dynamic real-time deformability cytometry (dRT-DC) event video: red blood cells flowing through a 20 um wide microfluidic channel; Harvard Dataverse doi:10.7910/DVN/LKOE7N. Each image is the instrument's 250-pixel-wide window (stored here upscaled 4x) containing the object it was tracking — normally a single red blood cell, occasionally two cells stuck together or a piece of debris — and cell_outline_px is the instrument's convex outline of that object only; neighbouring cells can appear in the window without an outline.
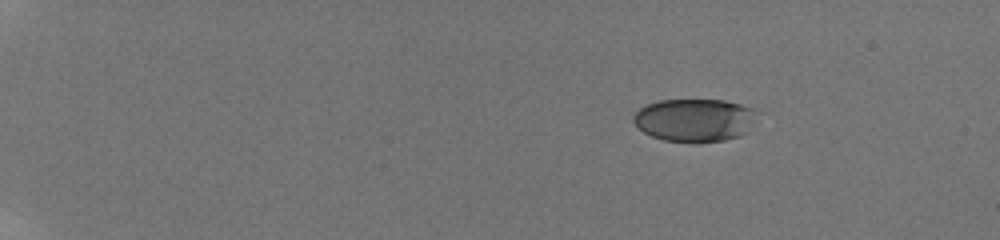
{"species": "human", "species_latin": "Homo sapiens", "temperature_condition": "room temperature", "stored_images_in_passage": 29, "camera_frame_rate_fps": 3000, "um_per_image_px": 0.085, "donor": {"sex": "male"}, "frame": {"image": 1, "passage_image": 1, "time_ms": 0.0, "image_size_px": [1000, 240], "cell_outline_px": [[756, 120], [740, 136], [724, 140], [696, 144], [664, 140], [652, 136], [644, 132], [632, 120], [632, 116], [640, 108], [648, 104], [660, 100], [724, 100], [756, 108]], "centroid_in_image_um": [59.05, 10.22], "position_along_channel_um": 25.9, "area_um2": 31.21}}
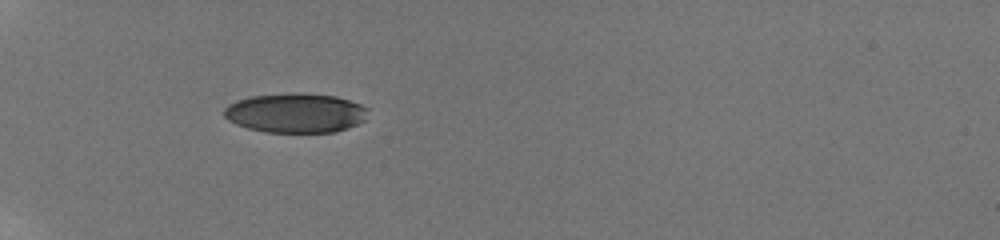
{"frame": {"image": 2, "passage_image": 21, "time_ms": 4.0, "image_size_px": [1000, 240], "cell_outline_px": [[368, 108], [364, 120], [348, 128], [336, 132], [264, 132], [248, 128], [236, 124], [228, 120], [224, 116], [224, 108], [228, 104], [236, 100], [252, 96], [336, 96], [360, 104]], "centroid_in_image_um": [25.1, 9.66], "position_along_channel_um": 59.9, "area_um2": 31.96}}